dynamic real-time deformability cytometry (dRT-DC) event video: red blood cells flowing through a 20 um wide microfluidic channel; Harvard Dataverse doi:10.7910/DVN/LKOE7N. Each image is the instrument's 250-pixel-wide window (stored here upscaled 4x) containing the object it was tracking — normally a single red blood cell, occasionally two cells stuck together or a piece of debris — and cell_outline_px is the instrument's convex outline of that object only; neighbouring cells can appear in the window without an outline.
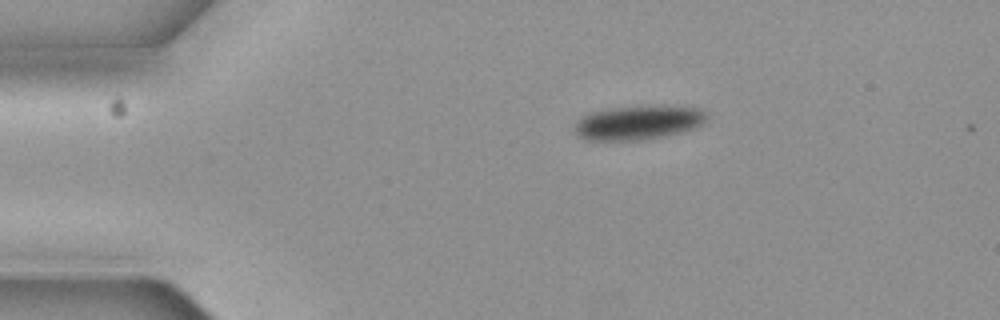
{"species": "common noctule bat (a hibernating species)", "species_latin": "Nyctalus noctula", "temperature_condition": "cold", "stored_images_in_passage": 8, "camera_frame_rate_fps": 3000, "um_per_image_px": 0.085, "animal": {"sex": "female", "body_mass_g": 19.3, "forearm_length_mm": 54.1}, "frame": {"image": 1, "passage_image": 1, "time_ms": 0.0, "image_size_px": [1000, 320], "cell_outline_px": [[708, 116], [700, 124], [692, 128], [676, 132], [636, 140], [588, 140], [580, 136], [576, 132], [576, 124], [580, 116], [592, 112], [612, 108], [664, 104], [700, 108], [708, 112]], "centroid_in_image_um": [54.27, 10.37], "position_along_channel_um": 30.7, "area_um2": 25.95}}
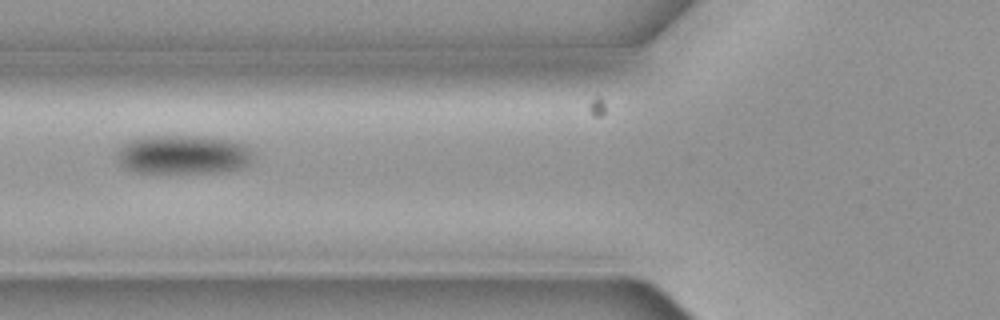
{"frame": {"image": 2, "passage_image": 4, "time_ms": 1.0, "image_size_px": [1000, 320], "cell_outline_px": [[252, 160], [244, 168], [224, 172], [132, 172], [124, 168], [120, 164], [116, 156], [116, 152], [124, 144], [140, 136], [204, 136], [228, 140], [244, 144], [252, 152]], "centroid_in_image_um": [15.56, 13.14], "position_along_channel_um": 110.2, "area_um2": 31.1}}
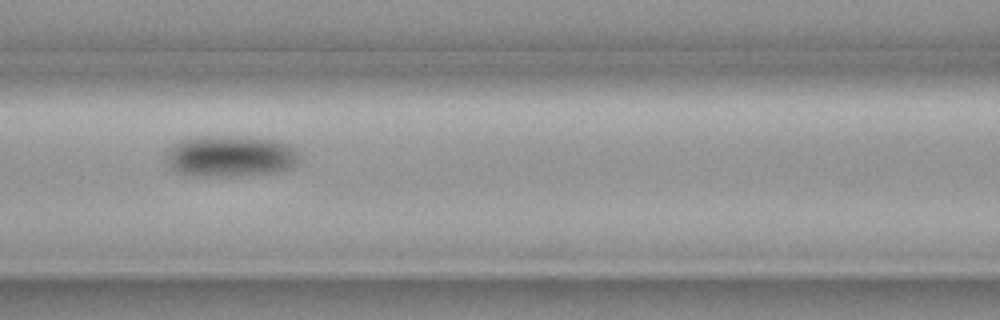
{"frame": {"image": 3, "passage_image": 5, "time_ms": 1.333, "image_size_px": [1000, 320], "cell_outline_px": [[296, 164], [288, 168], [276, 172], [228, 176], [196, 176], [180, 172], [172, 168], [168, 164], [168, 152], [172, 144], [180, 140], [204, 136], [252, 136], [276, 140], [288, 144], [292, 148], [296, 156]], "centroid_in_image_um": [19.56, 13.25], "position_along_channel_um": 147.0, "area_um2": 31.67}}